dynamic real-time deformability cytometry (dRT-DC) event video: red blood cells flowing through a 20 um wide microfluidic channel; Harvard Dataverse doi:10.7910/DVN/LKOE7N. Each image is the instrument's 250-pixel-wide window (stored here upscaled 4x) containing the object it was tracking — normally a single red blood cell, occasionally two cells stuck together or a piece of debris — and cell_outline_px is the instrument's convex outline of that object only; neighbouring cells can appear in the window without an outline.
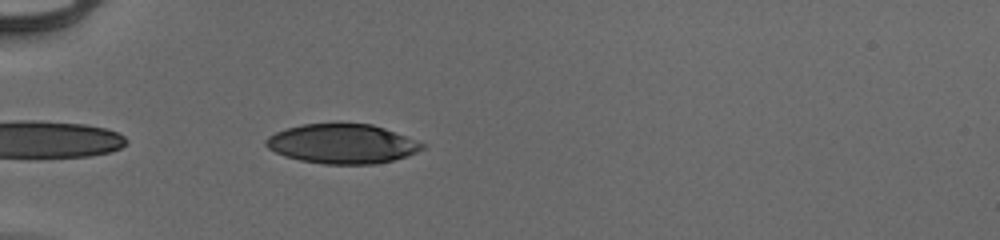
{"species": "human", "species_latin": "Homo sapiens", "temperature_condition": "cold", "stored_images_in_passage": 38, "camera_frame_rate_fps": 3000, "um_per_image_px": 0.085, "donor": {"sex": "male"}, "frame": {"image": 1, "passage_image": 2, "time_ms": 0.333, "image_size_px": [1000, 240], "cell_outline_px": [[424, 148], [416, 152], [392, 160], [376, 164], [324, 164], [300, 160], [284, 156], [268, 148], [264, 144], [264, 140], [268, 136], [276, 132], [288, 128], [304, 124], [372, 124], [384, 128], [424, 144]], "centroid_in_image_um": [29.04, 12.23], "position_along_channel_um": 56.0, "area_um2": 35.49}}
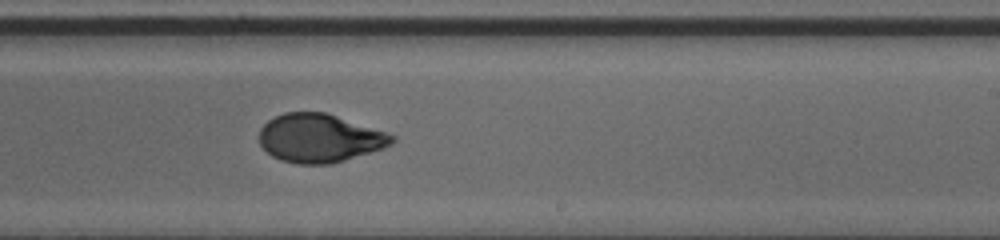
{"frame": {"image": 2, "passage_image": 19, "time_ms": 6.0, "image_size_px": [1000, 240], "cell_outline_px": [[396, 140], [392, 144], [384, 148], [332, 164], [296, 164], [280, 160], [272, 156], [260, 144], [260, 128], [268, 120], [284, 112], [324, 112], [396, 136]], "centroid_in_image_um": [27.15, 11.76], "position_along_channel_um": 261.9, "area_um2": 37.22}}
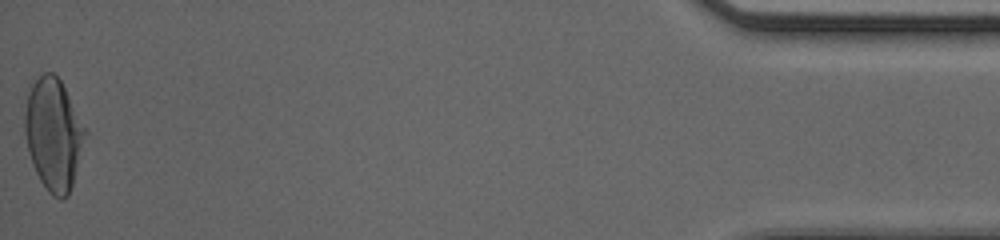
{"frame": {"image": 3, "passage_image": 38, "time_ms": 12.333, "image_size_px": [1000, 240], "cell_outline_px": [[88, 132], [72, 184], [68, 196], [60, 200], [52, 196], [48, 192], [40, 180], [32, 164], [24, 132], [24, 112], [28, 92], [32, 84], [44, 72], [52, 72], [60, 80]], "centroid_in_image_um": [4.54, 11.43], "position_along_channel_um": 430.7, "area_um2": 39.25}, "authors_computed_cell_mechanics": {"area_um2": 37.859, "velocity_mm_per_s": 3.9665, "shape_relaxation_time_tau1_ms": 4.4358, "shape_relaxation_time_tau2_ms": 0.8102, "deformation_change_tau1": 0.1875, "deformation_change_tau2": 0.0483}}